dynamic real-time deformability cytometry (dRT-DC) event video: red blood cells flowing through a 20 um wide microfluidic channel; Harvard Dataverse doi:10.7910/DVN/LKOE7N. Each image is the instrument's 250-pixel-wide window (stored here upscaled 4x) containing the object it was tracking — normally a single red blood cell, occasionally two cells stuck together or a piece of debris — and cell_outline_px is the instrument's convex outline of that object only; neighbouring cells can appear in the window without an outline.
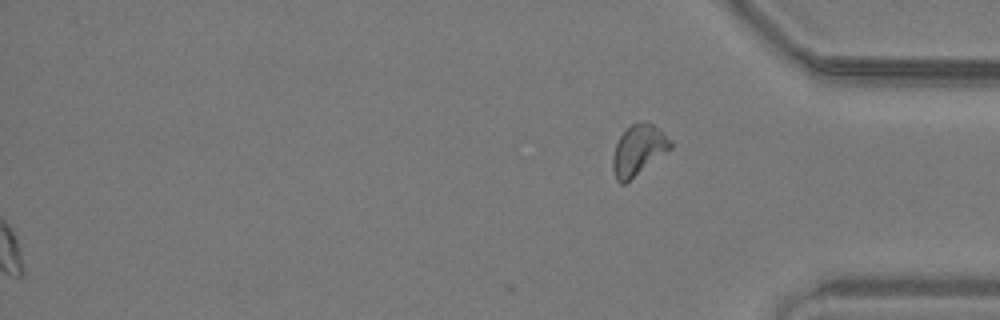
{"species": "common noctule bat (a hibernating species)", "species_latin": "Nyctalus noctula", "temperature_condition": "warm", "stored_images_in_passage": 42, "segment_of_instrument_passage": [2, 2], "camera_frame_rate_fps": 3000, "um_per_image_px": 0.085, "animal": {"sex": "male", "body_mass_g": 19.2, "forearm_length_mm": 51.8}, "frame": {"image": 1, "passage_image": 42, "time_ms": 13.667, "image_size_px": [1000, 320], "cell_outline_px": [[672, 148], [624, 184], [620, 184], [616, 180], [612, 168], [612, 156], [616, 144], [620, 136], [632, 124], [640, 120], [652, 124], [660, 128], [672, 144]], "centroid_in_image_um": [54.24, 12.75], "position_along_channel_um": 381.0, "area_um2": 16.82}}